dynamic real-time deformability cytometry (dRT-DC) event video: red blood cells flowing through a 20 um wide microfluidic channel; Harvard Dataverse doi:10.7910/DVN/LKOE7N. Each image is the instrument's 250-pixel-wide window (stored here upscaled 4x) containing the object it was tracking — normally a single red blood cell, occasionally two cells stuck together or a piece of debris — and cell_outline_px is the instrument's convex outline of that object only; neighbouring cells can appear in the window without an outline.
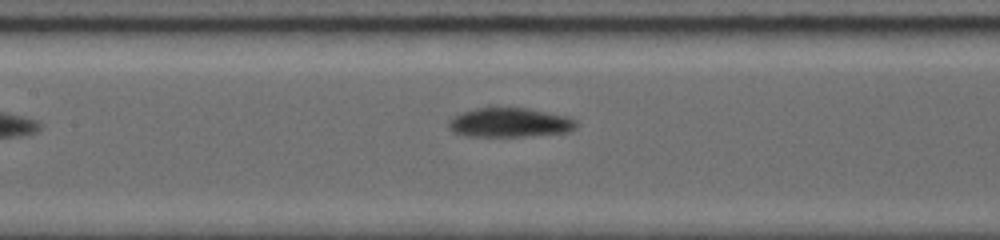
{"species": "common noctule bat (a hibernating species)", "species_latin": "Nyctalus noctula", "temperature_condition": "room temperature", "stored_images_in_passage": 6, "segment_of_instrument_passage": [2, 2], "camera_frame_rate_fps": 5000, "um_per_image_px": 0.085, "animal": {"sex": "female", "body_mass_g": 19.0, "forearm_length_mm": 56.7}, "frame": {"image": 1, "passage_image": 6, "time_ms": 4.4, "image_size_px": [1000, 240], "cell_outline_px": [[576, 124], [572, 128], [564, 132], [516, 136], [480, 136], [456, 132], [448, 124], [456, 116], [464, 112], [488, 104], [528, 108], [564, 116], [576, 120]], "centroid_in_image_um": [43.31, 10.35], "position_along_channel_um": 164.1, "area_um2": 21.39}}